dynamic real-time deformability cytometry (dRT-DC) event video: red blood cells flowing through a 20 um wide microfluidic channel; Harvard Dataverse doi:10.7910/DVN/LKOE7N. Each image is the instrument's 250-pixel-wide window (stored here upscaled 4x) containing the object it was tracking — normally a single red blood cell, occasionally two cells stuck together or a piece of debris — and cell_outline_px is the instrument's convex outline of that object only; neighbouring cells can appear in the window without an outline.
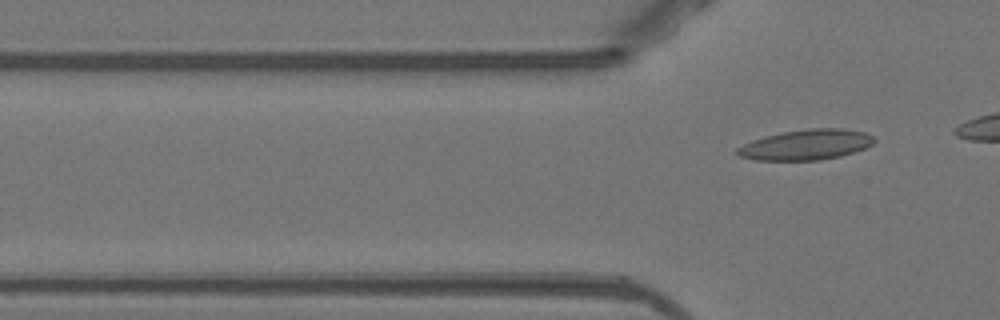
{"species": "Egyptian fruit bat (a non-hibernating species)", "species_latin": "Rousettus aegyptiacus", "temperature_condition": "warm", "stored_images_in_passage": 13, "camera_frame_rate_fps": 3000, "um_per_image_px": 0.085, "animal": {"sex": "female"}, "frame": {"image": 1, "passage_image": 13, "time_ms": 4.0, "image_size_px": [1000, 320], "cell_outline_px": [[876, 140], [872, 144], [864, 148], [840, 156], [820, 160], [756, 160], [740, 156], [736, 152], [736, 148], [752, 140], [764, 136], [780, 132], [808, 128], [844, 128], [864, 132], [872, 136]], "centroid_in_image_um": [68.5, 12.29], "position_along_channel_um": 57.3, "area_um2": 24.22}}